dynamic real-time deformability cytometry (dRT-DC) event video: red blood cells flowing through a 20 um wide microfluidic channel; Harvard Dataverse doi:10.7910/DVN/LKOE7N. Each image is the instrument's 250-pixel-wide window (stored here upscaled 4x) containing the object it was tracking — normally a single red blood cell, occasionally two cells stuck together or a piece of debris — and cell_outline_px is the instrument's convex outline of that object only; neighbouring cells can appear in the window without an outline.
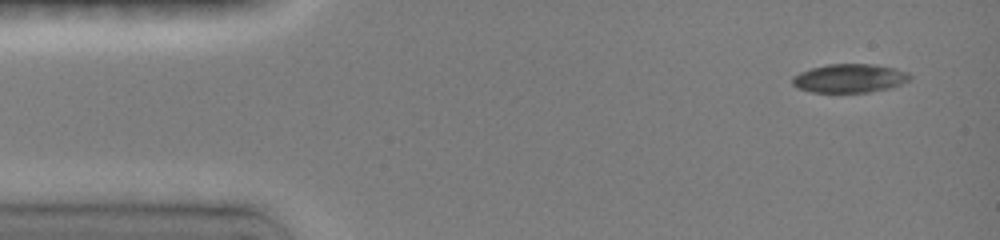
{"species": "common noctule bat (a hibernating species)", "species_latin": "Nyctalus noctula", "temperature_condition": "room temperature", "stored_images_in_passage": 4, "camera_frame_rate_fps": 3000, "um_per_image_px": 0.085, "animal": {"sex": "female", "body_mass_g": 19.0, "forearm_length_mm": 51.5}, "frame": {"image": 1, "passage_image": 1, "time_ms": 0.0, "image_size_px": [1000, 240], "cell_outline_px": [[912, 76], [908, 80], [892, 88], [868, 92], [812, 92], [796, 88], [792, 84], [792, 76], [800, 72], [812, 68], [828, 64], [876, 64], [896, 68], [908, 72]], "centroid_in_image_um": [72.22, 6.65], "position_along_channel_um": 12.8, "area_um2": 19.77}}
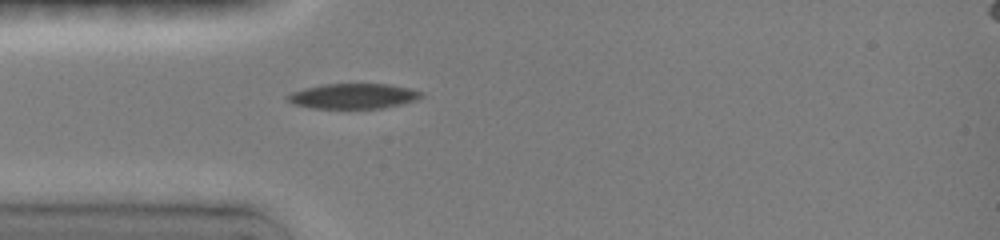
{"frame": {"image": 2, "passage_image": 4, "time_ms": 3.333, "image_size_px": [1000, 240], "cell_outline_px": [[424, 96], [420, 100], [384, 108], [312, 108], [292, 104], [284, 96], [292, 92], [324, 84], [388, 84], [408, 88], [424, 92]], "centroid_in_image_um": [30.09, 8.18], "position_along_channel_um": 54.9, "area_um2": 19.71}}